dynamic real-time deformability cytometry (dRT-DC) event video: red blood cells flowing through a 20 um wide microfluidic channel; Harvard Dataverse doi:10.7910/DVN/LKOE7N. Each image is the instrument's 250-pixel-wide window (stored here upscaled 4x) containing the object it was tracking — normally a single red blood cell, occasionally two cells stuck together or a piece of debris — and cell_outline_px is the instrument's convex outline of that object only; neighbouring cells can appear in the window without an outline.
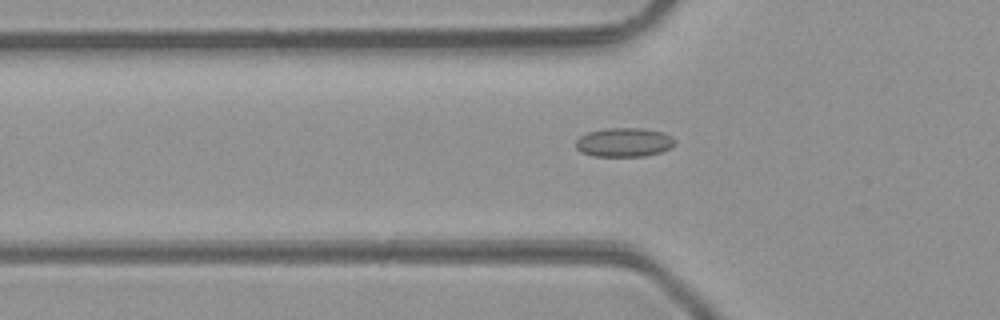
{"species": "common noctule bat (a hibernating species)", "species_latin": "Nyctalus noctula", "temperature_condition": "room temperature", "stored_images_in_passage": 34, "camera_frame_rate_fps": 3000, "um_per_image_px": 0.085, "animal": {"sex": "male", "body_mass_g": 23.1, "forearm_length_mm": 52.7}, "frame": {"image": 1, "passage_image": 2, "time_ms": 0.333, "image_size_px": [1000, 320], "cell_outline_px": [[676, 144], [660, 152], [644, 156], [592, 156], [580, 152], [576, 148], [576, 140], [580, 136], [588, 132], [604, 128], [644, 128], [664, 132], [672, 136], [676, 140]], "centroid_in_image_um": [53.05, 12.09], "position_along_channel_um": 72.8, "area_um2": 16.94}}
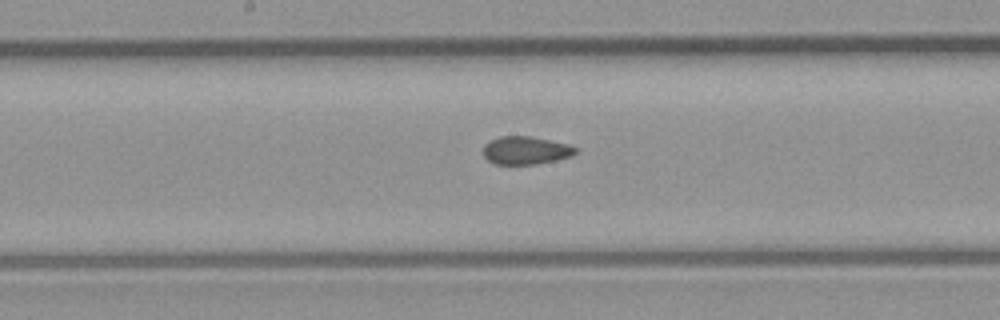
{"frame": {"image": 2, "passage_image": 11, "time_ms": 3.333, "image_size_px": [1000, 320], "cell_outline_px": [[576, 152], [572, 156], [556, 160], [536, 164], [492, 164], [484, 156], [484, 144], [500, 136], [528, 136], [568, 144], [576, 148]], "centroid_in_image_um": [44.67, 12.79], "position_along_channel_um": 203.5, "area_um2": 14.91}}
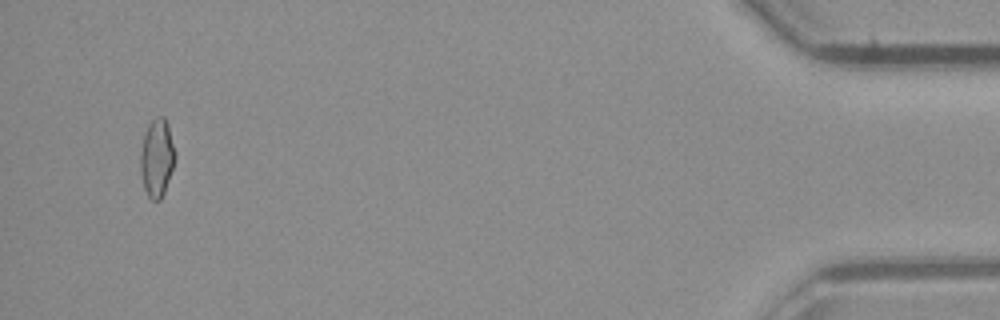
{"frame": {"image": 3, "passage_image": 32, "time_ms": 10.333, "image_size_px": [1000, 320], "cell_outline_px": [[176, 156], [164, 192], [160, 200], [152, 200], [148, 196], [144, 188], [140, 172], [140, 152], [144, 136], [148, 124], [156, 116], [164, 116], [168, 124], [176, 152]], "centroid_in_image_um": [13.33, 13.39], "position_along_channel_um": 421.9, "area_um2": 15.78}, "authors_computed_cell_mechanics": {"area_um2": 15.5193, "velocity_mm_per_s": 4.3087, "shape_relaxation_time_tau1_ms": null, "shape_relaxation_time_tau2_ms": 1.3971, "deformation_change_tau1": null, "deformation_change_tau2": 0.0703}}